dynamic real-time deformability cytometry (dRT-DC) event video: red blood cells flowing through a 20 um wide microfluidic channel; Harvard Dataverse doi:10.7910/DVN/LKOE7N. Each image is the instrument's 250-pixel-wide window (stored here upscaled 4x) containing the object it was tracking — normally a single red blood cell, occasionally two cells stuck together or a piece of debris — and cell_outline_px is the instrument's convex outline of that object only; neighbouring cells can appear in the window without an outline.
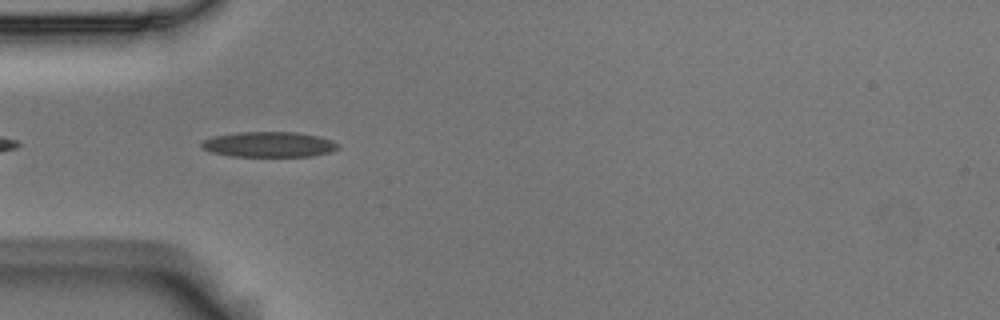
{"species": "Egyptian fruit bat (a non-hibernating species)", "species_latin": "Rousettus aegyptiacus", "temperature_condition": "room temperature", "stored_images_in_passage": 41, "camera_frame_rate_fps": 3000, "um_per_image_px": 0.085, "animal": {"sex": "male"}, "frame": {"image": 1, "passage_image": 3, "time_ms": 0.667, "image_size_px": [1000, 320], "cell_outline_px": [[340, 144], [332, 152], [312, 156], [232, 156], [212, 152], [204, 148], [200, 144], [204, 140], [212, 136], [236, 132], [296, 132], [316, 136], [332, 140]], "centroid_in_image_um": [22.87, 12.27], "position_along_channel_um": 62.1, "area_um2": 20.06}}
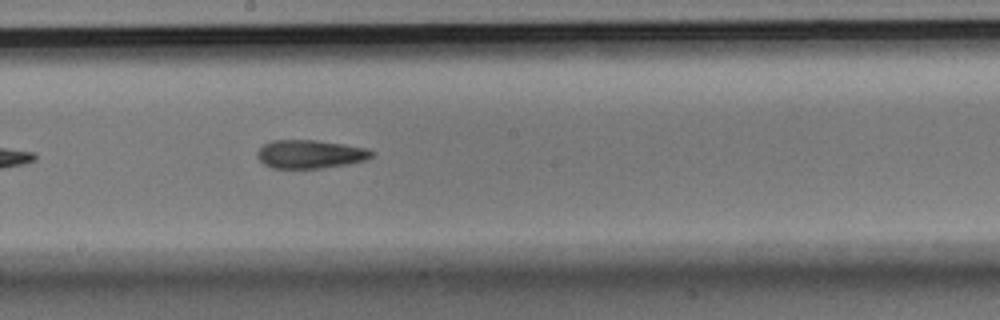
{"frame": {"image": 2, "passage_image": 16, "time_ms": 5.0, "image_size_px": [1000, 320], "cell_outline_px": [[376, 152], [368, 160], [348, 164], [324, 168], [272, 168], [264, 164], [256, 156], [256, 152], [264, 144], [272, 140], [316, 140], [344, 144], [368, 148]], "centroid_in_image_um": [26.4, 13.1], "position_along_channel_um": 221.8, "area_um2": 19.19}}
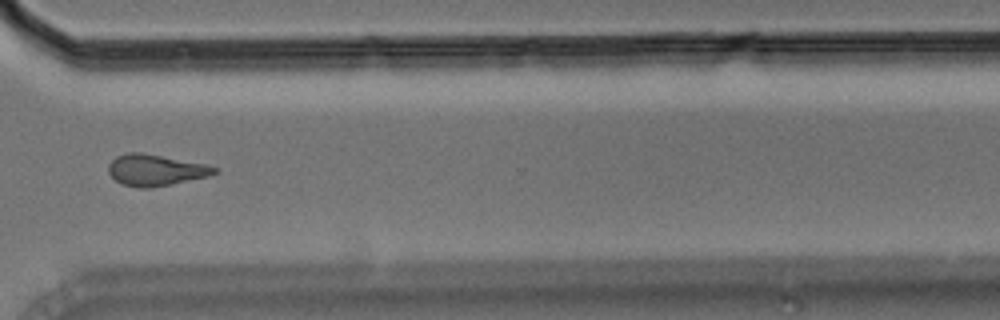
{"frame": {"image": 3, "passage_image": 27, "time_ms": 8.667, "image_size_px": [1000, 320], "cell_outline_px": [[216, 172], [208, 176], [148, 188], [136, 188], [120, 184], [108, 172], [108, 164], [116, 156], [128, 152], [140, 152], [204, 164], [216, 168]], "centroid_in_image_um": [13.13, 14.46], "position_along_channel_um": 357.5, "area_um2": 18.96}, "authors_computed_cell_mechanics": {"area_um2": 18.8428, "velocity_mm_per_s": 3.7004, "shape_relaxation_time_tau1_ms": null, "shape_relaxation_time_tau2_ms": 6.0884, "deformation_change_tau1": null, "deformation_change_tau2": 0.1702}}